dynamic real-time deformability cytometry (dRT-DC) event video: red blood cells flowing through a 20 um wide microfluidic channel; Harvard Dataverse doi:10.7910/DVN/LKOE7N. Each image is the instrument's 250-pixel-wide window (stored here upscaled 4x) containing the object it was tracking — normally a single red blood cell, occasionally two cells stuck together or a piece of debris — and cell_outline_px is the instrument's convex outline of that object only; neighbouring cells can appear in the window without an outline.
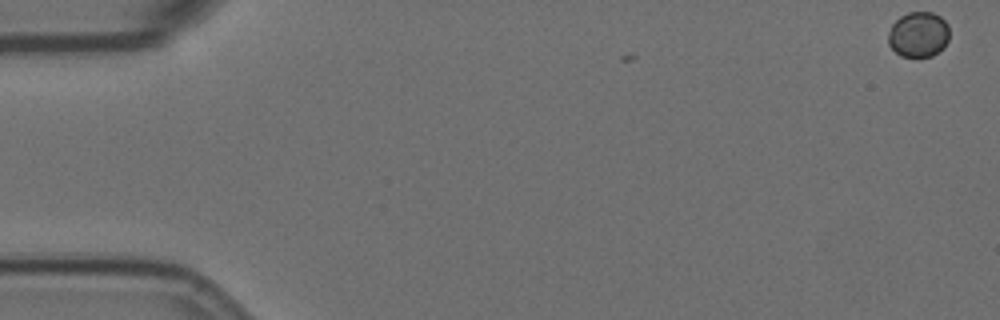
{"species": "Egyptian fruit bat (a non-hibernating species)", "species_latin": "Rousettus aegyptiacus", "temperature_condition": "room temperature", "stored_images_in_passage": 5, "camera_frame_rate_fps": 3000, "um_per_image_px": 0.085, "animal": {"sex": "female"}, "frame": {"image": 1, "passage_image": 1, "time_ms": 0.0, "image_size_px": [1000, 320], "cell_outline_px": [[948, 40], [944, 48], [932, 56], [900, 56], [888, 44], [888, 32], [892, 24], [900, 16], [908, 12], [932, 12], [940, 16], [948, 24]], "centroid_in_image_um": [78.07, 2.92], "position_along_channel_um": 6.9, "area_um2": 16.24}}